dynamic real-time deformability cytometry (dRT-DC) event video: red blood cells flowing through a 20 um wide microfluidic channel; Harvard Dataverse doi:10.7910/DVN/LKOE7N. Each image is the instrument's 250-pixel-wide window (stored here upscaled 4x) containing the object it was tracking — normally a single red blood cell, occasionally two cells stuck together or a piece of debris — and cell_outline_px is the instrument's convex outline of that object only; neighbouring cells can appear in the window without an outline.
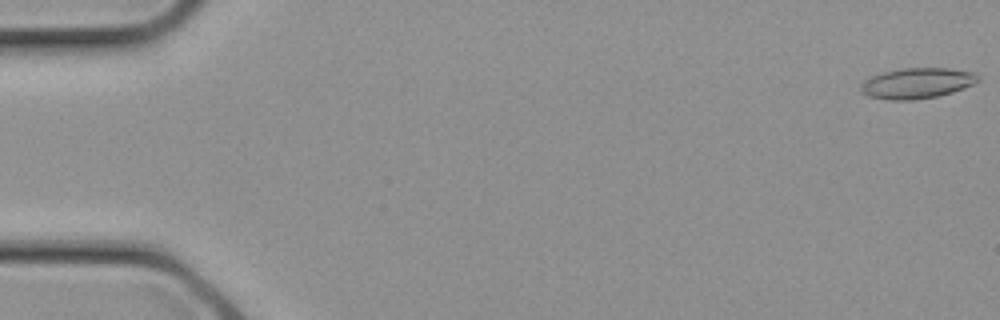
{"species": "common noctule bat (a hibernating species)", "species_latin": "Nyctalus noctula", "temperature_condition": "cold", "stored_images_in_passage": 9, "camera_frame_rate_fps": 3000, "um_per_image_px": 0.085, "animal": {"sex": "female", "body_mass_g": 21.9}, "frame": {"image": 1, "passage_image": 1, "time_ms": 0.0, "image_size_px": [1000, 320], "cell_outline_px": [[980, 80], [964, 88], [940, 96], [912, 100], [888, 100], [868, 96], [860, 92], [860, 84], [864, 80], [872, 76], [884, 72], [900, 68], [948, 68], [976, 72], [980, 76]], "centroid_in_image_um": [77.95, 7.07], "position_along_channel_um": 7.0, "area_um2": 21.15}}
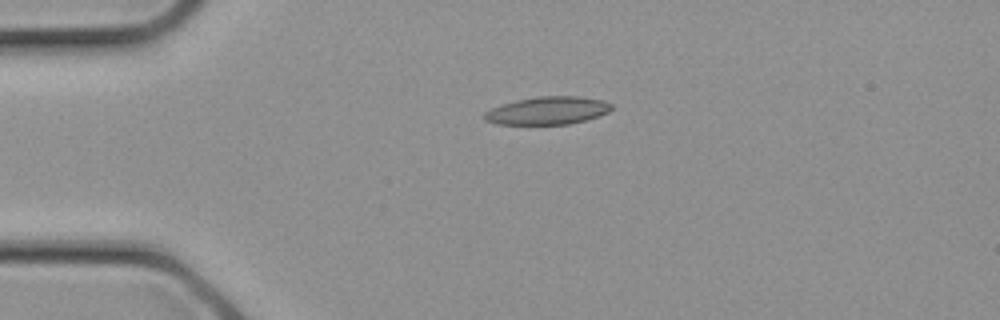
{"frame": {"image": 2, "passage_image": 7, "time_ms": 2.0, "image_size_px": [1000, 320], "cell_outline_px": [[612, 108], [608, 112], [600, 116], [568, 124], [496, 124], [484, 120], [484, 112], [492, 108], [516, 100], [536, 96], [580, 96], [604, 100], [612, 104]], "centroid_in_image_um": [46.57, 9.39], "position_along_channel_um": 38.4, "area_um2": 20.63}}